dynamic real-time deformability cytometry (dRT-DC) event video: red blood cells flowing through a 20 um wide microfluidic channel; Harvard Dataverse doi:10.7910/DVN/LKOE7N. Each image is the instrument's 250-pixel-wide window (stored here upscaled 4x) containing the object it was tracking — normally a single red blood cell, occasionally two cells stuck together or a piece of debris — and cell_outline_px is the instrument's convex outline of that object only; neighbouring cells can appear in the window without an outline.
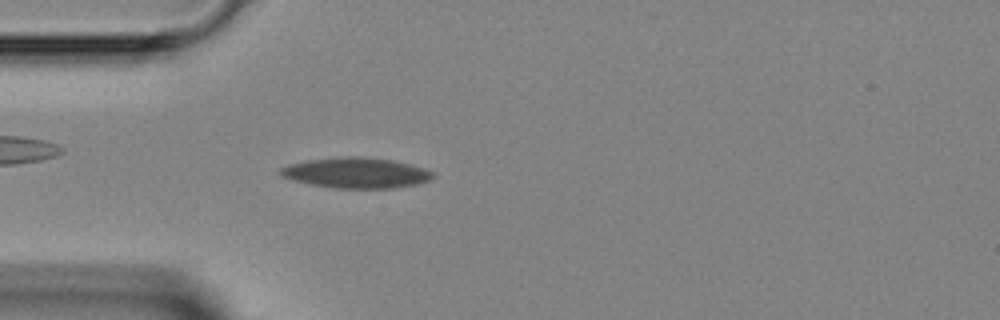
{"species": "Egyptian fruit bat (a non-hibernating species)", "species_latin": "Rousettus aegyptiacus", "temperature_condition": "room temperature", "stored_images_in_passage": 36, "camera_frame_rate_fps": 3000, "um_per_image_px": 0.085, "animal": {"sex": "female"}, "frame": {"image": 1, "passage_image": 3, "time_ms": 0.667, "image_size_px": [1000, 320], "cell_outline_px": [[436, 176], [432, 180], [416, 184], [392, 188], [332, 188], [292, 180], [280, 176], [276, 172], [280, 168], [288, 164], [308, 160], [348, 156], [356, 156], [392, 160], [424, 168], [436, 172]], "centroid_in_image_um": [30.27, 14.69], "position_along_channel_um": 54.7, "area_um2": 27.22}}
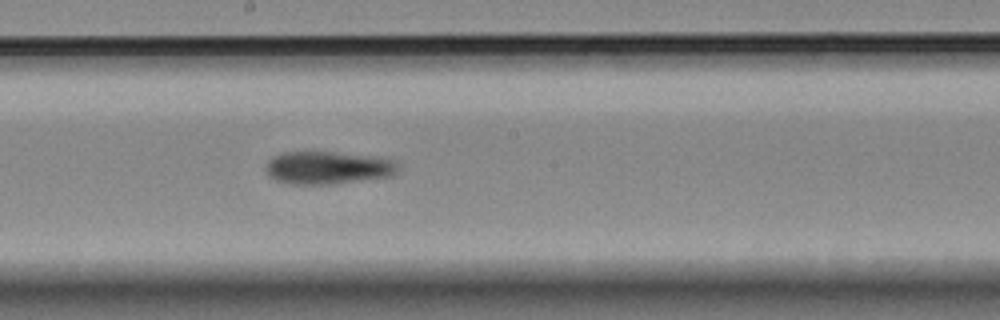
{"frame": {"image": 2, "passage_image": 15, "time_ms": 4.667, "image_size_px": [1000, 320], "cell_outline_px": [[396, 172], [392, 176], [332, 184], [288, 184], [276, 180], [268, 176], [264, 168], [268, 160], [272, 156], [284, 152], [332, 152], [368, 156], [396, 160]], "centroid_in_image_um": [27.79, 14.26], "position_along_channel_um": 220.4, "area_um2": 25.2}}
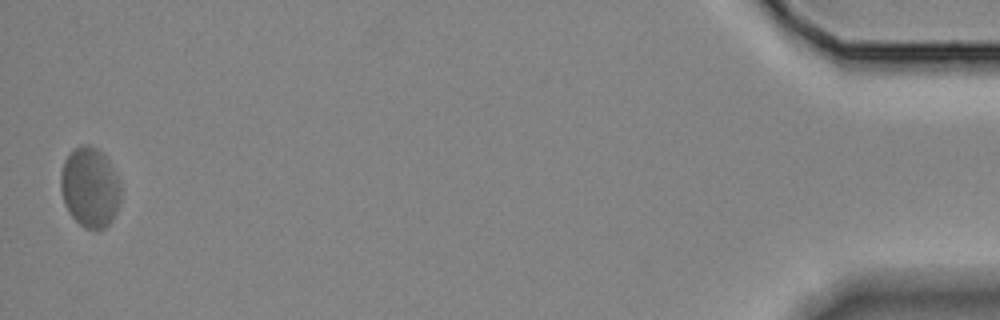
{"frame": {"image": 3, "passage_image": 36, "time_ms": 11.667, "image_size_px": [1000, 320], "cell_outline_px": [[120, 204], [112, 220], [104, 228], [96, 232], [84, 228], [72, 216], [64, 204], [60, 188], [60, 172], [64, 160], [68, 152], [80, 144], [88, 144], [96, 148], [108, 160], [120, 180]], "centroid_in_image_um": [7.63, 15.93], "position_along_channel_um": 427.6, "area_um2": 28.5}}